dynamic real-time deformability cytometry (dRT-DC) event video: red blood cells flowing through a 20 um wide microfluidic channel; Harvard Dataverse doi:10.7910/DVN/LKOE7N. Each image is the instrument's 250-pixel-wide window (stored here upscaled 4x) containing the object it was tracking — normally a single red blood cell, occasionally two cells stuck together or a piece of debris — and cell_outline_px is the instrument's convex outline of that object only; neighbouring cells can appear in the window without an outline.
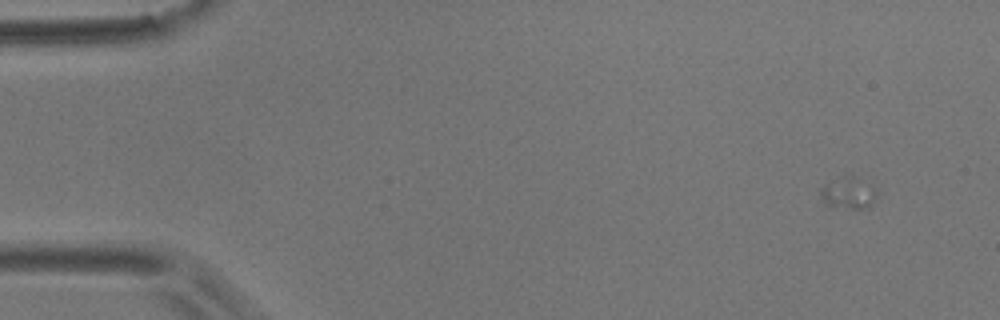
{"species": "common noctule bat (a hibernating species)", "species_latin": "Nyctalus noctula", "temperature_condition": "room temperature", "stored_images_in_passage": 5, "camera_frame_rate_fps": 3000, "um_per_image_px": 0.085, "animal": {"sex": "male", "body_mass_g": 17.9}, "frame": {"image": 1, "passage_image": 2, "time_ms": 0.333, "image_size_px": [1000, 320], "cell_outline_px": [[876, 192], [872, 204], [868, 208], [852, 208], [824, 204], [820, 196], [820, 188], [824, 184], [844, 176], [852, 176], [876, 188]], "centroid_in_image_um": [72.08, 16.41], "position_along_channel_um": 12.9, "area_um2": 10.06}}